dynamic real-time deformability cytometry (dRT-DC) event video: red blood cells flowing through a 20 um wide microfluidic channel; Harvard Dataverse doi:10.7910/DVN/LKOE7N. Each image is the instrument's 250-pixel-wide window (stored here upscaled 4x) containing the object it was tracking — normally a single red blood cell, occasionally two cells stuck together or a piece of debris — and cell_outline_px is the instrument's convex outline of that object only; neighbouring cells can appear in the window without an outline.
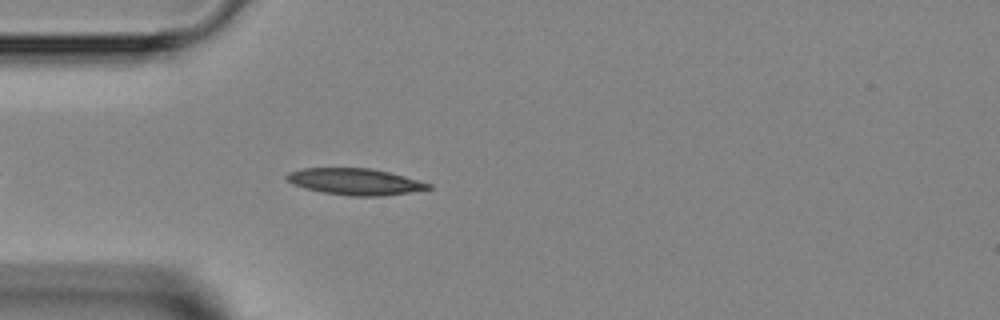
{"species": "Egyptian fruit bat (a non-hibernating species)", "species_latin": "Rousettus aegyptiacus", "temperature_condition": "room temperature", "stored_images_in_passage": 2, "camera_frame_rate_fps": 3000, "um_per_image_px": 0.085, "animal": {"sex": "female"}, "frame": {"image": 1, "passage_image": 2, "time_ms": 2.0, "image_size_px": [1000, 320], "cell_outline_px": [[432, 188], [384, 196], [352, 196], [324, 192], [292, 184], [284, 176], [288, 172], [304, 168], [372, 168], [404, 176], [432, 184]], "centroid_in_image_um": [30.18, 15.43], "position_along_channel_um": 54.8, "area_um2": 21.62}}